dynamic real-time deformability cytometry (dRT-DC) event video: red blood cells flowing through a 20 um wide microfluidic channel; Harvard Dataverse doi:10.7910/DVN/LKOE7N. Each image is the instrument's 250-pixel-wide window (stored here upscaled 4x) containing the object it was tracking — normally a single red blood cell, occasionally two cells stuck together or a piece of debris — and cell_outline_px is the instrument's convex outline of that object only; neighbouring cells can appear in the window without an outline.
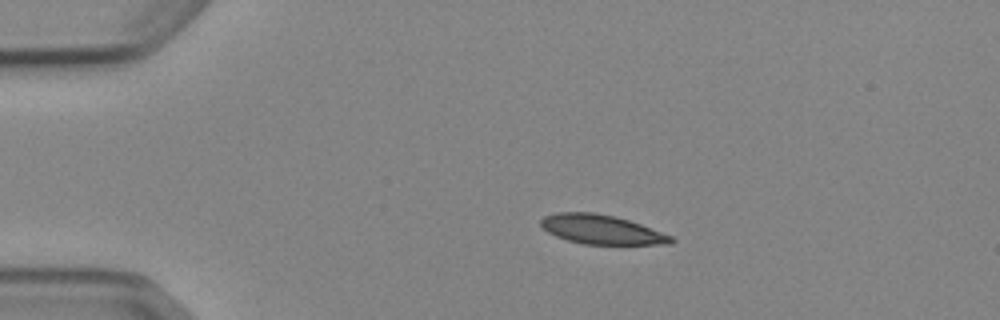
{"species": "Egyptian fruit bat (a non-hibernating species)", "species_latin": "Rousettus aegyptiacus", "temperature_condition": "cold", "stored_images_in_passage": 4, "camera_frame_rate_fps": 3000, "um_per_image_px": 0.085, "animal": {"sex": "female"}, "frame": {"image": 1, "passage_image": 2, "time_ms": 2.0, "image_size_px": [1000, 320], "cell_outline_px": [[676, 240], [672, 244], [584, 244], [568, 240], [556, 236], [548, 232], [540, 224], [540, 220], [544, 216], [556, 212], [596, 212], [616, 216], [640, 224], [672, 236]], "centroid_in_image_um": [51.12, 19.5], "position_along_channel_um": 33.9, "area_um2": 22.2}}
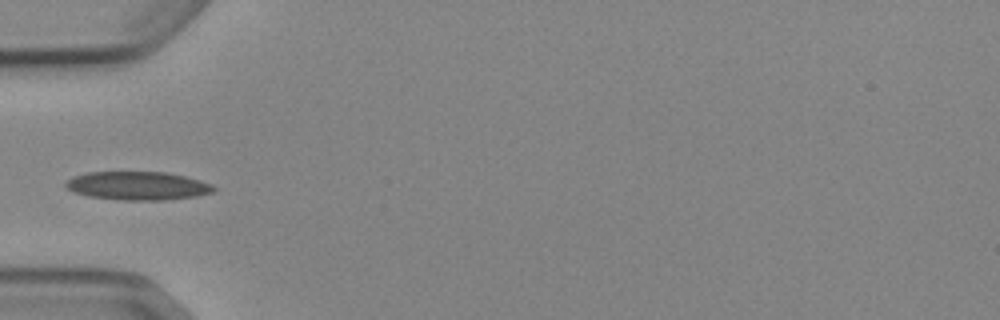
{"frame": {"image": 2, "passage_image": 4, "time_ms": 4.333, "image_size_px": [1000, 320], "cell_outline_px": [[216, 188], [212, 192], [196, 196], [164, 200], [120, 200], [88, 196], [76, 192], [68, 188], [64, 184], [72, 176], [88, 172], [164, 172], [184, 176], [200, 180], [212, 184]], "centroid_in_image_um": [11.71, 15.79], "position_along_channel_um": 73.3, "area_um2": 24.39}}